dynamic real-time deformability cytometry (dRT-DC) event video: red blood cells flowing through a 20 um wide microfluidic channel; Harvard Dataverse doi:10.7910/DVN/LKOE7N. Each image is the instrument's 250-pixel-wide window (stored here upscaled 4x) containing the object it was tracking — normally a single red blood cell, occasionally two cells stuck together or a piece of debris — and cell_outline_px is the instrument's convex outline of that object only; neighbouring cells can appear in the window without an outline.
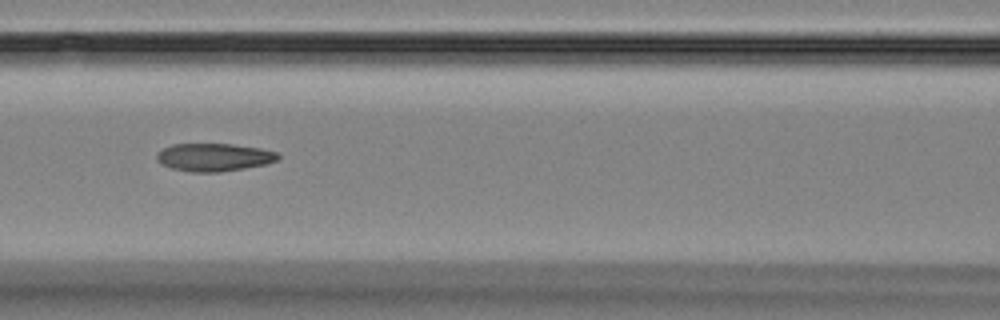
{"species": "Egyptian fruit bat (a non-hibernating species)", "species_latin": "Rousettus aegyptiacus", "temperature_condition": "room temperature", "stored_images_in_passage": 9, "camera_frame_rate_fps": 3000, "um_per_image_px": 0.085, "animal": {"sex": "female"}, "frame": {"image": 1, "passage_image": 6, "time_ms": 5.667, "image_size_px": [1000, 320], "cell_outline_px": [[280, 156], [276, 160], [264, 164], [244, 168], [220, 172], [192, 172], [172, 168], [160, 164], [156, 160], [156, 156], [164, 148], [172, 144], [232, 144], [260, 148], [276, 152]], "centroid_in_image_um": [18.16, 13.36], "position_along_channel_um": 148.4, "area_um2": 19.54}}
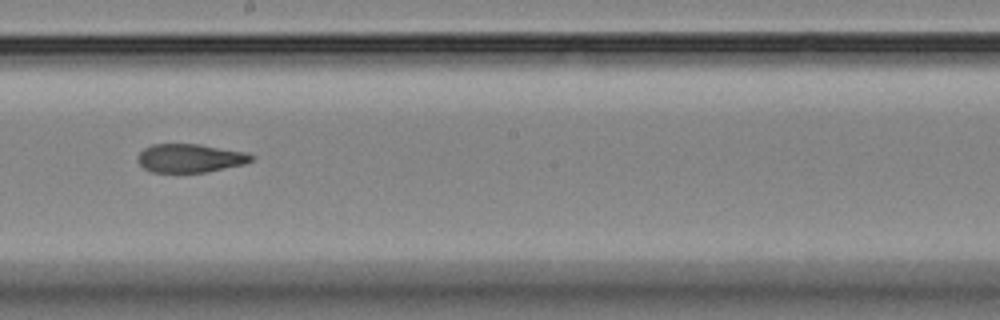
{"frame": {"image": 2, "passage_image": 8, "time_ms": 8.0, "image_size_px": [1000, 320], "cell_outline_px": [[252, 160], [244, 164], [208, 172], [152, 172], [144, 168], [136, 160], [140, 152], [144, 148], [152, 144], [200, 144], [248, 152], [252, 156]], "centroid_in_image_um": [16.15, 13.44], "position_along_channel_um": 232.0, "area_um2": 18.96}}
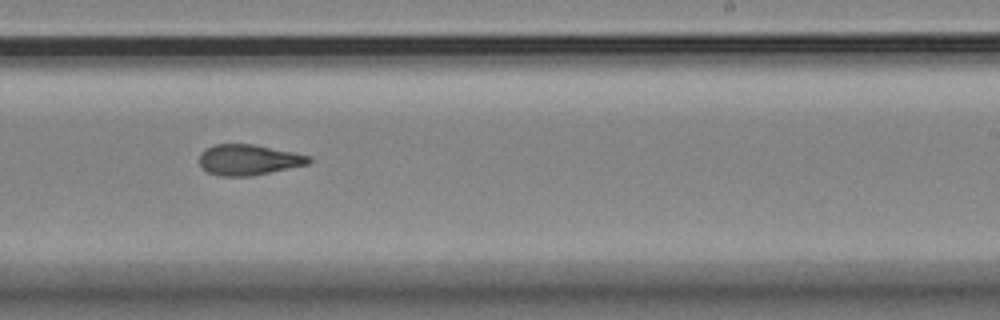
{"frame": {"image": 3, "passage_image": 9, "time_ms": 9.0, "image_size_px": [1000, 320], "cell_outline_px": [[312, 160], [308, 164], [252, 176], [220, 176], [208, 172], [200, 164], [200, 152], [204, 148], [216, 144], [252, 144], [312, 156]], "centroid_in_image_um": [21.12, 13.58], "position_along_channel_um": 267.9, "area_um2": 19.48}}